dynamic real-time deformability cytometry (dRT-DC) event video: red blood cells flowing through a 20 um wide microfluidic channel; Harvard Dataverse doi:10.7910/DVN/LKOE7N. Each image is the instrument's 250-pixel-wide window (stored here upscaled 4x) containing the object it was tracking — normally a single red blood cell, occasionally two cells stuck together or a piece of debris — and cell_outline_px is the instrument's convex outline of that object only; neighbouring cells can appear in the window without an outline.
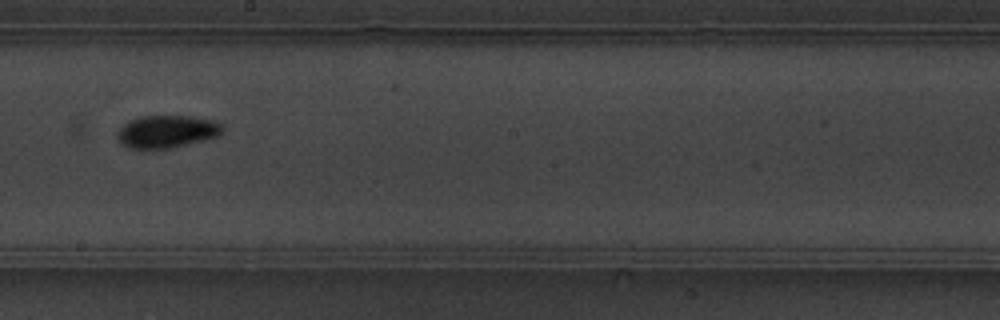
{"species": "common noctule bat (a hibernating species)", "species_latin": "Nyctalus noctula", "temperature_condition": "warm", "stored_images_in_passage": 15, "camera_frame_rate_fps": 3000, "um_per_image_px": 0.085, "animal": {"sex": "male", "body_mass_g": 19.5, "forearm_length_mm": 54.6}, "frame": {"image": 1, "passage_image": 9, "time_ms": 2.667, "image_size_px": [1000, 320], "cell_outline_px": [[224, 132], [220, 136], [188, 144], [168, 148], [128, 148], [116, 136], [116, 132], [124, 124], [140, 116], [192, 116], [216, 120], [224, 124]], "centroid_in_image_um": [14.27, 11.16], "position_along_channel_um": 233.9, "area_um2": 20.06}}
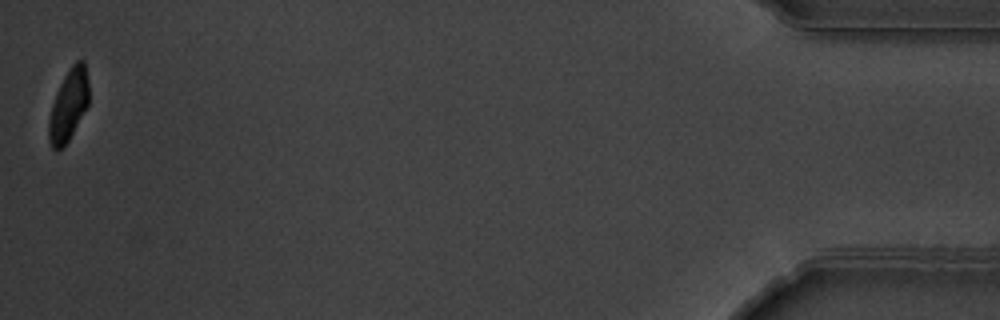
{"frame": {"image": 2, "passage_image": 15, "time_ms": 4.667, "image_size_px": [1000, 320], "cell_outline_px": [[88, 104], [68, 140], [56, 152], [52, 148], [48, 140], [48, 120], [52, 104], [56, 92], [64, 76], [72, 64], [76, 60], [84, 60], [88, 80]], "centroid_in_image_um": [5.8, 8.92], "position_along_channel_um": 429.4, "area_um2": 16.53}}